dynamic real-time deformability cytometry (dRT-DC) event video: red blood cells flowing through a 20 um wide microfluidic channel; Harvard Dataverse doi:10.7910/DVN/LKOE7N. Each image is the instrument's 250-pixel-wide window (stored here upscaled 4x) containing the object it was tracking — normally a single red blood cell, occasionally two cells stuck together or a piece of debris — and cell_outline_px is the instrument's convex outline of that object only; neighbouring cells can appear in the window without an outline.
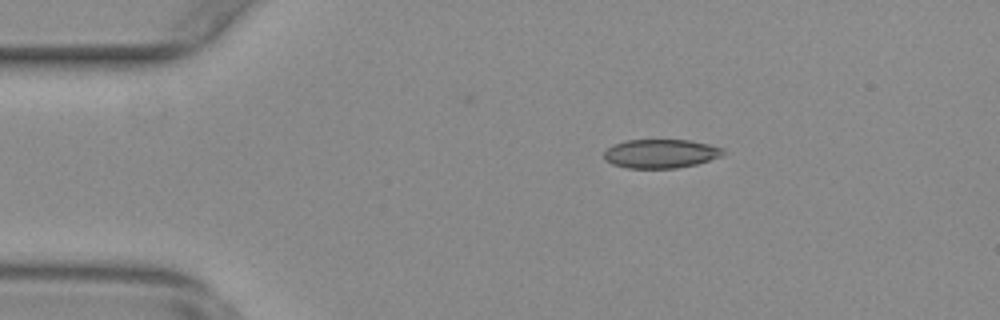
{"species": "common noctule bat (a hibernating species)", "species_latin": "Nyctalus noctula", "temperature_condition": "warm", "stored_images_in_passage": 54, "camera_frame_rate_fps": 3000, "um_per_image_px": 0.085, "animal": {"sex": "female", "body_mass_g": 29.2, "forearm_length_mm": 56.3}, "frame": {"image": 1, "passage_image": 9, "time_ms": 2.667, "image_size_px": [1000, 320], "cell_outline_px": [[728, 152], [720, 156], [696, 164], [676, 168], [628, 168], [612, 164], [604, 160], [604, 152], [612, 144], [624, 140], [688, 140], [708, 144], [724, 148]], "centroid_in_image_um": [56.14, 13.05], "position_along_channel_um": 28.9, "area_um2": 20.11}}
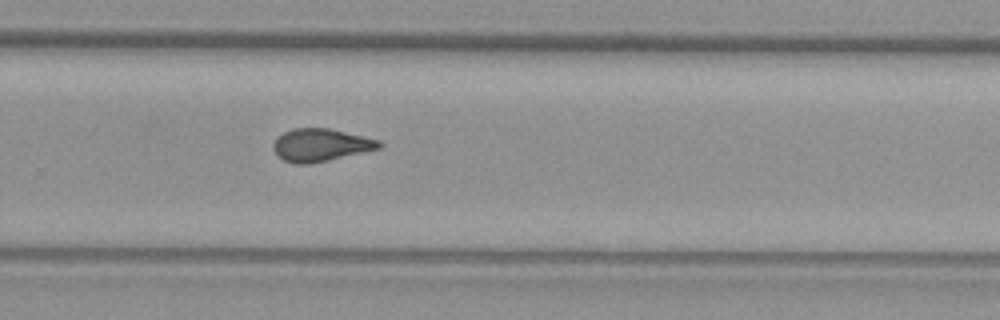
{"frame": {"image": 2, "passage_image": 35, "time_ms": 11.333, "image_size_px": [1000, 320], "cell_outline_px": [[384, 144], [380, 148], [328, 160], [308, 164], [296, 164], [284, 160], [276, 156], [272, 148], [272, 144], [276, 136], [292, 128], [328, 128], [380, 140]], "centroid_in_image_um": [27.21, 12.32], "position_along_channel_um": 302.6, "area_um2": 20.23}}
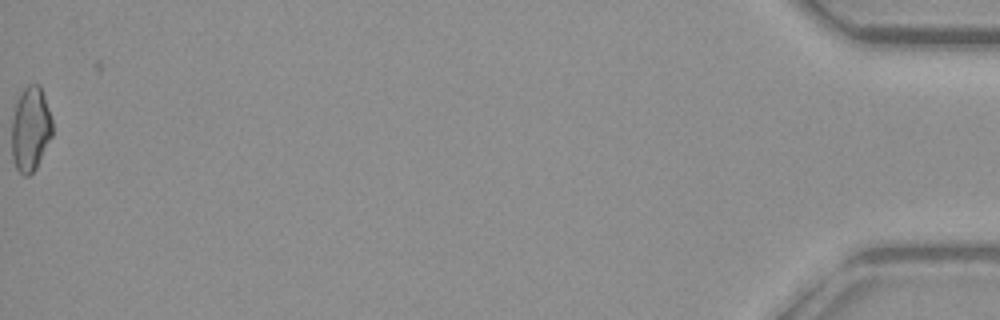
{"frame": {"image": 3, "passage_image": 54, "time_ms": 17.667, "image_size_px": [1000, 320], "cell_outline_px": [[52, 136], [36, 168], [28, 176], [24, 176], [16, 168], [12, 160], [12, 120], [16, 100], [20, 92], [28, 84], [40, 84], [52, 120]], "centroid_in_image_um": [2.58, 10.96], "position_along_channel_um": 432.6, "area_um2": 20.11}, "authors_computed_cell_mechanics": {"area_um2": 20.3456, "velocity_mm_per_s": 3.7879, "shape_relaxation_time_tau1_ms": null, "shape_relaxation_time_tau2_ms": 1.39, "deformation_change_tau1": null, "deformation_change_tau2": 0.078}}